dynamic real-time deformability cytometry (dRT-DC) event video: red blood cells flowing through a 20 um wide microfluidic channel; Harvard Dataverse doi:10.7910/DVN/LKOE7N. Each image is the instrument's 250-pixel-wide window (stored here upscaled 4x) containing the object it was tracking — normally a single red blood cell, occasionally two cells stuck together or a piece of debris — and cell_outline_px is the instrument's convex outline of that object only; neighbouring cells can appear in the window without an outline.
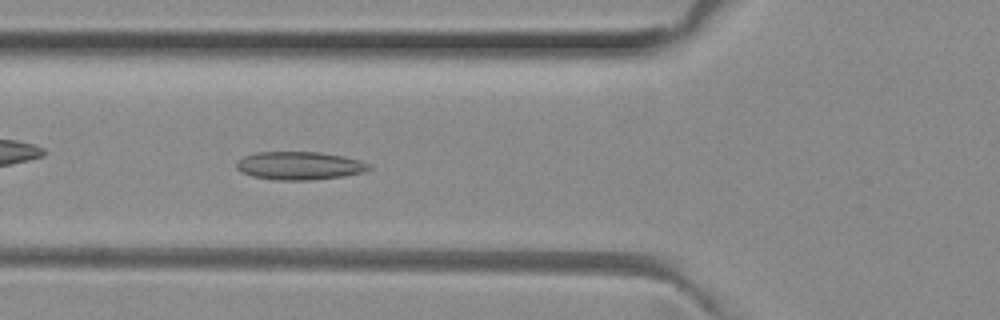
{"species": "common noctule bat (a hibernating species)", "species_latin": "Nyctalus noctula", "temperature_condition": "room temperature", "stored_images_in_passage": 46, "camera_frame_rate_fps": 3000, "um_per_image_px": 0.085, "animal": {"sex": "female", "body_mass_g": 29.2, "forearm_length_mm": 56.3}, "frame": {"image": 1, "passage_image": 13, "time_ms": 4.0, "image_size_px": [1000, 320], "cell_outline_px": [[372, 168], [364, 172], [344, 176], [312, 180], [276, 180], [252, 176], [240, 172], [236, 168], [236, 160], [244, 156], [256, 152], [320, 152], [344, 156], [360, 160], [368, 164]], "centroid_in_image_um": [25.43, 14.08], "position_along_channel_um": 100.4, "area_um2": 21.91}}
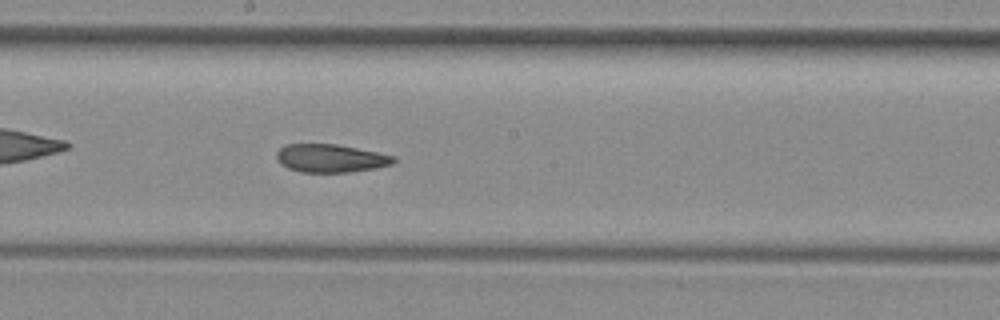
{"frame": {"image": 2, "passage_image": 22, "time_ms": 7.0, "image_size_px": [1000, 320], "cell_outline_px": [[396, 160], [392, 164], [376, 168], [348, 172], [300, 172], [288, 168], [280, 164], [276, 160], [276, 152], [280, 148], [288, 144], [336, 144], [396, 156]], "centroid_in_image_um": [28.08, 13.45], "position_along_channel_um": 220.1, "area_um2": 19.19}}
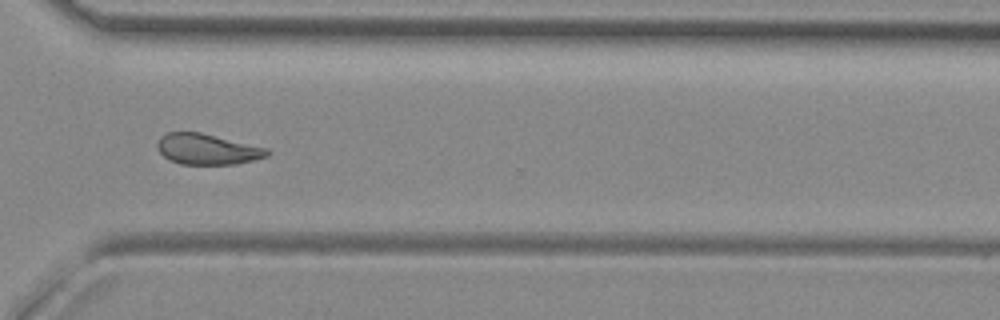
{"frame": {"image": 3, "passage_image": 32, "time_ms": 10.333, "image_size_px": [1000, 320], "cell_outline_px": [[272, 152], [268, 156], [236, 164], [180, 164], [168, 160], [156, 148], [156, 144], [160, 136], [168, 132], [200, 132], [268, 148]], "centroid_in_image_um": [17.6, 12.68], "position_along_channel_um": 353.0, "area_um2": 19.77}, "authors_computed_cell_mechanics": {"area_um2": 20.3167, "velocity_mm_per_s": 3.9891, "shape_relaxation_time_tau1_ms": null, "shape_relaxation_time_tau2_ms": 4.4725, "deformation_change_tau1": null, "deformation_change_tau2": 0.0777}}